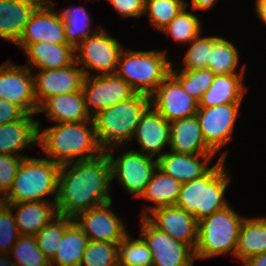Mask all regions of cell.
Segmentation results:
<instances>
[{"label": "cell", "mask_w": 266, "mask_h": 266, "mask_svg": "<svg viewBox=\"0 0 266 266\" xmlns=\"http://www.w3.org/2000/svg\"><path fill=\"white\" fill-rule=\"evenodd\" d=\"M111 183L110 161L105 151L92 159L61 165L56 200L58 214L74 219L83 211L111 202Z\"/></svg>", "instance_id": "obj_1"}, {"label": "cell", "mask_w": 266, "mask_h": 266, "mask_svg": "<svg viewBox=\"0 0 266 266\" xmlns=\"http://www.w3.org/2000/svg\"><path fill=\"white\" fill-rule=\"evenodd\" d=\"M37 124V142L41 145L47 159L60 166L72 163L74 160L76 162L92 159L104 152L97 141L93 119L58 123L43 131L40 129L39 121Z\"/></svg>", "instance_id": "obj_2"}, {"label": "cell", "mask_w": 266, "mask_h": 266, "mask_svg": "<svg viewBox=\"0 0 266 266\" xmlns=\"http://www.w3.org/2000/svg\"><path fill=\"white\" fill-rule=\"evenodd\" d=\"M227 154V151L221 154L217 163L203 176L182 183L175 206L193 214L197 221L228 206L224 193L231 178L223 164Z\"/></svg>", "instance_id": "obj_3"}, {"label": "cell", "mask_w": 266, "mask_h": 266, "mask_svg": "<svg viewBox=\"0 0 266 266\" xmlns=\"http://www.w3.org/2000/svg\"><path fill=\"white\" fill-rule=\"evenodd\" d=\"M150 105V95L136 92L132 97L98 112L92 117L100 147L107 151L130 140L142 114Z\"/></svg>", "instance_id": "obj_4"}, {"label": "cell", "mask_w": 266, "mask_h": 266, "mask_svg": "<svg viewBox=\"0 0 266 266\" xmlns=\"http://www.w3.org/2000/svg\"><path fill=\"white\" fill-rule=\"evenodd\" d=\"M60 165L45 158H23L8 193L0 199L3 203L47 201L44 196H58Z\"/></svg>", "instance_id": "obj_5"}, {"label": "cell", "mask_w": 266, "mask_h": 266, "mask_svg": "<svg viewBox=\"0 0 266 266\" xmlns=\"http://www.w3.org/2000/svg\"><path fill=\"white\" fill-rule=\"evenodd\" d=\"M244 218L229 205L198 221L195 259L235 254L239 230Z\"/></svg>", "instance_id": "obj_6"}, {"label": "cell", "mask_w": 266, "mask_h": 266, "mask_svg": "<svg viewBox=\"0 0 266 266\" xmlns=\"http://www.w3.org/2000/svg\"><path fill=\"white\" fill-rule=\"evenodd\" d=\"M165 51H130L123 49L116 75L136 92L150 95L170 74L172 63Z\"/></svg>", "instance_id": "obj_7"}, {"label": "cell", "mask_w": 266, "mask_h": 266, "mask_svg": "<svg viewBox=\"0 0 266 266\" xmlns=\"http://www.w3.org/2000/svg\"><path fill=\"white\" fill-rule=\"evenodd\" d=\"M92 35L77 45L75 62L84 64L81 69L85 76H91L88 69L98 71V76L113 75L116 73L119 56L124 47L114 37L110 36L104 28L98 29ZM122 47V48H121Z\"/></svg>", "instance_id": "obj_8"}, {"label": "cell", "mask_w": 266, "mask_h": 266, "mask_svg": "<svg viewBox=\"0 0 266 266\" xmlns=\"http://www.w3.org/2000/svg\"><path fill=\"white\" fill-rule=\"evenodd\" d=\"M111 167V181L117 178L132 195L140 197L157 169V160L140 151H128L114 159V153L105 151Z\"/></svg>", "instance_id": "obj_9"}, {"label": "cell", "mask_w": 266, "mask_h": 266, "mask_svg": "<svg viewBox=\"0 0 266 266\" xmlns=\"http://www.w3.org/2000/svg\"><path fill=\"white\" fill-rule=\"evenodd\" d=\"M82 91L85 97L86 110L91 117L129 99L136 93L124 79L116 74L85 76Z\"/></svg>", "instance_id": "obj_10"}, {"label": "cell", "mask_w": 266, "mask_h": 266, "mask_svg": "<svg viewBox=\"0 0 266 266\" xmlns=\"http://www.w3.org/2000/svg\"><path fill=\"white\" fill-rule=\"evenodd\" d=\"M0 98L16 104L27 114H38L33 71L9 60L0 65Z\"/></svg>", "instance_id": "obj_11"}, {"label": "cell", "mask_w": 266, "mask_h": 266, "mask_svg": "<svg viewBox=\"0 0 266 266\" xmlns=\"http://www.w3.org/2000/svg\"><path fill=\"white\" fill-rule=\"evenodd\" d=\"M141 237L152 255L153 266H193L194 250L170 235L158 230L146 218L141 217Z\"/></svg>", "instance_id": "obj_12"}, {"label": "cell", "mask_w": 266, "mask_h": 266, "mask_svg": "<svg viewBox=\"0 0 266 266\" xmlns=\"http://www.w3.org/2000/svg\"><path fill=\"white\" fill-rule=\"evenodd\" d=\"M51 0H44L33 12L20 39L15 43L22 52L30 45L39 42L68 44L64 23L60 13L54 11Z\"/></svg>", "instance_id": "obj_13"}, {"label": "cell", "mask_w": 266, "mask_h": 266, "mask_svg": "<svg viewBox=\"0 0 266 266\" xmlns=\"http://www.w3.org/2000/svg\"><path fill=\"white\" fill-rule=\"evenodd\" d=\"M241 103L199 107L196 116L206 145L216 154L232 139Z\"/></svg>", "instance_id": "obj_14"}, {"label": "cell", "mask_w": 266, "mask_h": 266, "mask_svg": "<svg viewBox=\"0 0 266 266\" xmlns=\"http://www.w3.org/2000/svg\"><path fill=\"white\" fill-rule=\"evenodd\" d=\"M150 105H154L168 122L196 115L199 101L189 95L181 84L169 74L150 94Z\"/></svg>", "instance_id": "obj_15"}, {"label": "cell", "mask_w": 266, "mask_h": 266, "mask_svg": "<svg viewBox=\"0 0 266 266\" xmlns=\"http://www.w3.org/2000/svg\"><path fill=\"white\" fill-rule=\"evenodd\" d=\"M111 204L112 201L93 207L74 218L89 240L120 242L128 234L124 222L110 208Z\"/></svg>", "instance_id": "obj_16"}, {"label": "cell", "mask_w": 266, "mask_h": 266, "mask_svg": "<svg viewBox=\"0 0 266 266\" xmlns=\"http://www.w3.org/2000/svg\"><path fill=\"white\" fill-rule=\"evenodd\" d=\"M76 62L59 69L40 71L34 78V93L39 106L48 98L82 91L85 74Z\"/></svg>", "instance_id": "obj_17"}, {"label": "cell", "mask_w": 266, "mask_h": 266, "mask_svg": "<svg viewBox=\"0 0 266 266\" xmlns=\"http://www.w3.org/2000/svg\"><path fill=\"white\" fill-rule=\"evenodd\" d=\"M158 230L195 250L198 239V221L193 214L177 206L160 207L145 217Z\"/></svg>", "instance_id": "obj_18"}, {"label": "cell", "mask_w": 266, "mask_h": 266, "mask_svg": "<svg viewBox=\"0 0 266 266\" xmlns=\"http://www.w3.org/2000/svg\"><path fill=\"white\" fill-rule=\"evenodd\" d=\"M150 108L152 106H149L142 114L133 136H136L142 154L153 158L158 154L157 158H159L164 154L161 149L170 142V122L156 109Z\"/></svg>", "instance_id": "obj_19"}, {"label": "cell", "mask_w": 266, "mask_h": 266, "mask_svg": "<svg viewBox=\"0 0 266 266\" xmlns=\"http://www.w3.org/2000/svg\"><path fill=\"white\" fill-rule=\"evenodd\" d=\"M214 155H191L170 151L156 159L157 168L180 183H186L206 174L212 168L208 167V164Z\"/></svg>", "instance_id": "obj_20"}, {"label": "cell", "mask_w": 266, "mask_h": 266, "mask_svg": "<svg viewBox=\"0 0 266 266\" xmlns=\"http://www.w3.org/2000/svg\"><path fill=\"white\" fill-rule=\"evenodd\" d=\"M170 150L183 154H215L203 139L196 115L184 117L170 123Z\"/></svg>", "instance_id": "obj_21"}, {"label": "cell", "mask_w": 266, "mask_h": 266, "mask_svg": "<svg viewBox=\"0 0 266 266\" xmlns=\"http://www.w3.org/2000/svg\"><path fill=\"white\" fill-rule=\"evenodd\" d=\"M44 0H0V37L16 43L31 15Z\"/></svg>", "instance_id": "obj_22"}, {"label": "cell", "mask_w": 266, "mask_h": 266, "mask_svg": "<svg viewBox=\"0 0 266 266\" xmlns=\"http://www.w3.org/2000/svg\"><path fill=\"white\" fill-rule=\"evenodd\" d=\"M5 203L16 209L14 215L20 235L36 236L42 227L58 215L56 201Z\"/></svg>", "instance_id": "obj_23"}, {"label": "cell", "mask_w": 266, "mask_h": 266, "mask_svg": "<svg viewBox=\"0 0 266 266\" xmlns=\"http://www.w3.org/2000/svg\"><path fill=\"white\" fill-rule=\"evenodd\" d=\"M47 112V117L57 123L89 121L83 91L61 94L46 99L37 113Z\"/></svg>", "instance_id": "obj_24"}, {"label": "cell", "mask_w": 266, "mask_h": 266, "mask_svg": "<svg viewBox=\"0 0 266 266\" xmlns=\"http://www.w3.org/2000/svg\"><path fill=\"white\" fill-rule=\"evenodd\" d=\"M29 62V69H59L75 62V48L70 44H52L39 42L30 44L24 50Z\"/></svg>", "instance_id": "obj_25"}, {"label": "cell", "mask_w": 266, "mask_h": 266, "mask_svg": "<svg viewBox=\"0 0 266 266\" xmlns=\"http://www.w3.org/2000/svg\"><path fill=\"white\" fill-rule=\"evenodd\" d=\"M245 68L238 74L215 75L214 81L199 100V107H213L227 103H241L246 93L244 88Z\"/></svg>", "instance_id": "obj_26"}, {"label": "cell", "mask_w": 266, "mask_h": 266, "mask_svg": "<svg viewBox=\"0 0 266 266\" xmlns=\"http://www.w3.org/2000/svg\"><path fill=\"white\" fill-rule=\"evenodd\" d=\"M38 124L33 115L26 114L16 122L0 125V154H10L37 143Z\"/></svg>", "instance_id": "obj_27"}, {"label": "cell", "mask_w": 266, "mask_h": 266, "mask_svg": "<svg viewBox=\"0 0 266 266\" xmlns=\"http://www.w3.org/2000/svg\"><path fill=\"white\" fill-rule=\"evenodd\" d=\"M156 171L158 173H155ZM181 187L182 183L157 168L140 196L153 201L155 205L145 208L141 217L145 218L149 212L160 207L175 206Z\"/></svg>", "instance_id": "obj_28"}, {"label": "cell", "mask_w": 266, "mask_h": 266, "mask_svg": "<svg viewBox=\"0 0 266 266\" xmlns=\"http://www.w3.org/2000/svg\"><path fill=\"white\" fill-rule=\"evenodd\" d=\"M263 252H266V217L244 218L234 255L242 262Z\"/></svg>", "instance_id": "obj_29"}, {"label": "cell", "mask_w": 266, "mask_h": 266, "mask_svg": "<svg viewBox=\"0 0 266 266\" xmlns=\"http://www.w3.org/2000/svg\"><path fill=\"white\" fill-rule=\"evenodd\" d=\"M89 238L73 221L64 231L50 266H80Z\"/></svg>", "instance_id": "obj_30"}, {"label": "cell", "mask_w": 266, "mask_h": 266, "mask_svg": "<svg viewBox=\"0 0 266 266\" xmlns=\"http://www.w3.org/2000/svg\"><path fill=\"white\" fill-rule=\"evenodd\" d=\"M239 55L234 44L216 36H210V55L207 68L214 75L237 74Z\"/></svg>", "instance_id": "obj_31"}, {"label": "cell", "mask_w": 266, "mask_h": 266, "mask_svg": "<svg viewBox=\"0 0 266 266\" xmlns=\"http://www.w3.org/2000/svg\"><path fill=\"white\" fill-rule=\"evenodd\" d=\"M64 23V31L67 43L74 48L77 47L88 36L96 31L91 32L90 16L87 14L86 8L82 6L65 8L60 13ZM79 38V40L77 39Z\"/></svg>", "instance_id": "obj_32"}, {"label": "cell", "mask_w": 266, "mask_h": 266, "mask_svg": "<svg viewBox=\"0 0 266 266\" xmlns=\"http://www.w3.org/2000/svg\"><path fill=\"white\" fill-rule=\"evenodd\" d=\"M73 221L71 217L58 214L36 234L38 247L49 261L56 254L65 229Z\"/></svg>", "instance_id": "obj_33"}, {"label": "cell", "mask_w": 266, "mask_h": 266, "mask_svg": "<svg viewBox=\"0 0 266 266\" xmlns=\"http://www.w3.org/2000/svg\"><path fill=\"white\" fill-rule=\"evenodd\" d=\"M119 266H153L152 255L147 243L140 236L132 239L127 234L118 243Z\"/></svg>", "instance_id": "obj_34"}, {"label": "cell", "mask_w": 266, "mask_h": 266, "mask_svg": "<svg viewBox=\"0 0 266 266\" xmlns=\"http://www.w3.org/2000/svg\"><path fill=\"white\" fill-rule=\"evenodd\" d=\"M170 74L181 84L182 88L196 100H200L214 81L215 75L209 68L189 70H174L172 65Z\"/></svg>", "instance_id": "obj_35"}, {"label": "cell", "mask_w": 266, "mask_h": 266, "mask_svg": "<svg viewBox=\"0 0 266 266\" xmlns=\"http://www.w3.org/2000/svg\"><path fill=\"white\" fill-rule=\"evenodd\" d=\"M187 6L181 10L161 31L170 34L177 42H191L200 35L201 22L196 15L186 11Z\"/></svg>", "instance_id": "obj_36"}, {"label": "cell", "mask_w": 266, "mask_h": 266, "mask_svg": "<svg viewBox=\"0 0 266 266\" xmlns=\"http://www.w3.org/2000/svg\"><path fill=\"white\" fill-rule=\"evenodd\" d=\"M8 254H13L17 266H50L35 236L20 235Z\"/></svg>", "instance_id": "obj_37"}, {"label": "cell", "mask_w": 266, "mask_h": 266, "mask_svg": "<svg viewBox=\"0 0 266 266\" xmlns=\"http://www.w3.org/2000/svg\"><path fill=\"white\" fill-rule=\"evenodd\" d=\"M186 6L184 0H145L144 14H149L153 28L161 31Z\"/></svg>", "instance_id": "obj_38"}, {"label": "cell", "mask_w": 266, "mask_h": 266, "mask_svg": "<svg viewBox=\"0 0 266 266\" xmlns=\"http://www.w3.org/2000/svg\"><path fill=\"white\" fill-rule=\"evenodd\" d=\"M118 243L89 240L80 266H119Z\"/></svg>", "instance_id": "obj_39"}, {"label": "cell", "mask_w": 266, "mask_h": 266, "mask_svg": "<svg viewBox=\"0 0 266 266\" xmlns=\"http://www.w3.org/2000/svg\"><path fill=\"white\" fill-rule=\"evenodd\" d=\"M19 237L12 208L0 201V254L8 255Z\"/></svg>", "instance_id": "obj_40"}, {"label": "cell", "mask_w": 266, "mask_h": 266, "mask_svg": "<svg viewBox=\"0 0 266 266\" xmlns=\"http://www.w3.org/2000/svg\"><path fill=\"white\" fill-rule=\"evenodd\" d=\"M199 35L192 43L184 57V67L181 69L198 70L207 68L210 55V36L200 38Z\"/></svg>", "instance_id": "obj_41"}, {"label": "cell", "mask_w": 266, "mask_h": 266, "mask_svg": "<svg viewBox=\"0 0 266 266\" xmlns=\"http://www.w3.org/2000/svg\"><path fill=\"white\" fill-rule=\"evenodd\" d=\"M27 156L16 154H0V199L6 195L11 188L12 182L17 174L18 168Z\"/></svg>", "instance_id": "obj_42"}, {"label": "cell", "mask_w": 266, "mask_h": 266, "mask_svg": "<svg viewBox=\"0 0 266 266\" xmlns=\"http://www.w3.org/2000/svg\"><path fill=\"white\" fill-rule=\"evenodd\" d=\"M123 18L138 17L144 14L145 0H107Z\"/></svg>", "instance_id": "obj_43"}, {"label": "cell", "mask_w": 266, "mask_h": 266, "mask_svg": "<svg viewBox=\"0 0 266 266\" xmlns=\"http://www.w3.org/2000/svg\"><path fill=\"white\" fill-rule=\"evenodd\" d=\"M27 113L14 103L0 98V125L16 122L22 119Z\"/></svg>", "instance_id": "obj_44"}, {"label": "cell", "mask_w": 266, "mask_h": 266, "mask_svg": "<svg viewBox=\"0 0 266 266\" xmlns=\"http://www.w3.org/2000/svg\"><path fill=\"white\" fill-rule=\"evenodd\" d=\"M242 263L243 266H266V252L251 256Z\"/></svg>", "instance_id": "obj_45"}, {"label": "cell", "mask_w": 266, "mask_h": 266, "mask_svg": "<svg viewBox=\"0 0 266 266\" xmlns=\"http://www.w3.org/2000/svg\"><path fill=\"white\" fill-rule=\"evenodd\" d=\"M255 8L260 20L266 24V0H256Z\"/></svg>", "instance_id": "obj_46"}, {"label": "cell", "mask_w": 266, "mask_h": 266, "mask_svg": "<svg viewBox=\"0 0 266 266\" xmlns=\"http://www.w3.org/2000/svg\"><path fill=\"white\" fill-rule=\"evenodd\" d=\"M217 0H192V9L206 10L213 6Z\"/></svg>", "instance_id": "obj_47"}, {"label": "cell", "mask_w": 266, "mask_h": 266, "mask_svg": "<svg viewBox=\"0 0 266 266\" xmlns=\"http://www.w3.org/2000/svg\"><path fill=\"white\" fill-rule=\"evenodd\" d=\"M1 255L3 256L4 254H0V266H17L14 262H11L12 260H8L9 257L7 258V256L1 257Z\"/></svg>", "instance_id": "obj_48"}]
</instances>
